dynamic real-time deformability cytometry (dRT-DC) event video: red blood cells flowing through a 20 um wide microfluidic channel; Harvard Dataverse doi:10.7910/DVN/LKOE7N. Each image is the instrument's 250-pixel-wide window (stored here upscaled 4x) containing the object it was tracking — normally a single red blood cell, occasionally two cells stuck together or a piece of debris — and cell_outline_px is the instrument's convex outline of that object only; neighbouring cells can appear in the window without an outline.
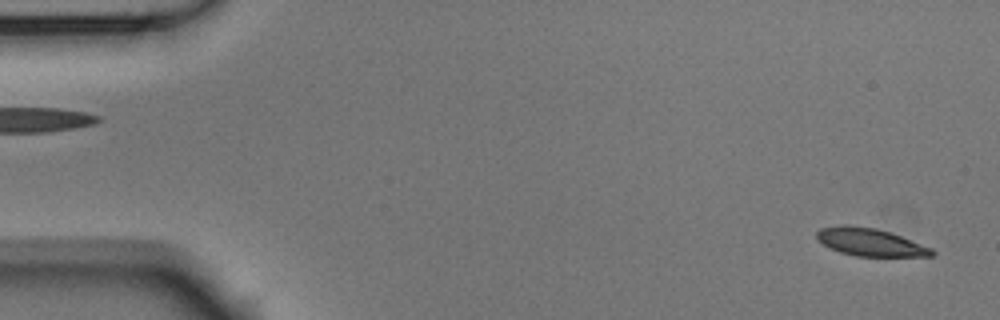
{"species": "Egyptian fruit bat (a non-hibernating species)", "species_latin": "Rousettus aegyptiacus", "temperature_condition": "room temperature", "stored_images_in_passage": 54, "camera_frame_rate_fps": 3000, "um_per_image_px": 0.085, "animal": {"sex": "male"}, "frame": {"image": 1, "passage_image": 2, "time_ms": 0.333, "image_size_px": [1000, 320], "cell_outline_px": [[936, 252], [932, 256], [856, 256], [840, 252], [824, 244], [816, 236], [816, 232], [820, 228], [844, 224], [848, 224], [876, 228], [900, 236], [932, 248]], "centroid_in_image_um": [73.96, 20.57], "position_along_channel_um": 11.0, "area_um2": 18.38}}
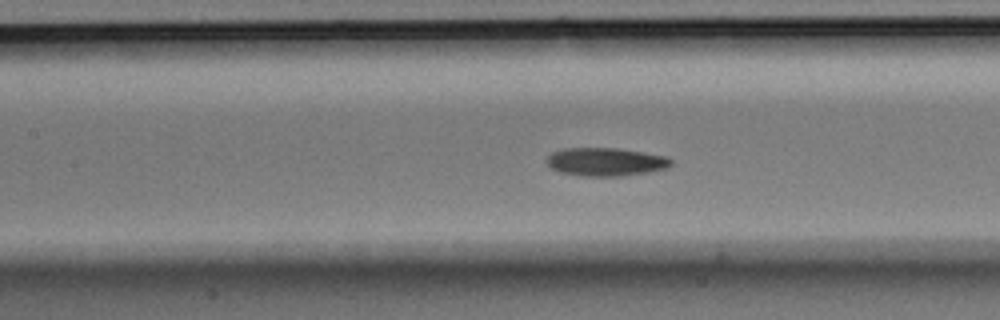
{"frame": {"image": 2, "passage_image": 24, "time_ms": 7.667, "image_size_px": [1000, 320], "cell_outline_px": [[672, 164], [668, 168], [648, 172], [620, 176], [584, 176], [560, 172], [552, 168], [544, 160], [552, 152], [564, 148], [616, 148], [668, 156], [672, 160]], "centroid_in_image_um": [51.49, 13.75], "position_along_channel_um": 155.9, "area_um2": 20.52}}
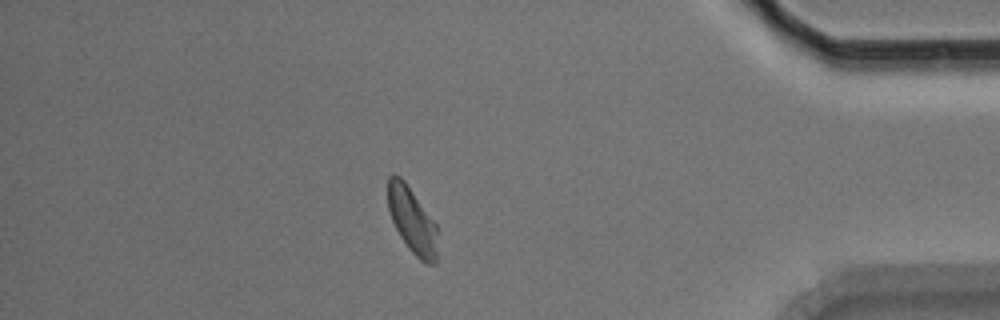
{"frame": {"image": 3, "passage_image": 47, "time_ms": 15.333, "image_size_px": [1000, 320], "cell_outline_px": [[436, 264], [428, 264], [420, 260], [408, 248], [400, 236], [392, 220], [388, 208], [388, 176], [392, 172], [400, 176], [404, 180], [436, 224]], "centroid_in_image_um": [35.0, 18.71], "position_along_channel_um": 400.2, "area_um2": 18.84}, "authors_computed_cell_mechanics": {"area_um2": 19.7676, "velocity_mm_per_s": 3.6819, "shape_relaxation_time_tau1_ms": 3.597, "shape_relaxation_time_tau2_ms": 7.8944, "deformation_change_tau1": 0.1256, "deformation_change_tau2": 0.1205}}